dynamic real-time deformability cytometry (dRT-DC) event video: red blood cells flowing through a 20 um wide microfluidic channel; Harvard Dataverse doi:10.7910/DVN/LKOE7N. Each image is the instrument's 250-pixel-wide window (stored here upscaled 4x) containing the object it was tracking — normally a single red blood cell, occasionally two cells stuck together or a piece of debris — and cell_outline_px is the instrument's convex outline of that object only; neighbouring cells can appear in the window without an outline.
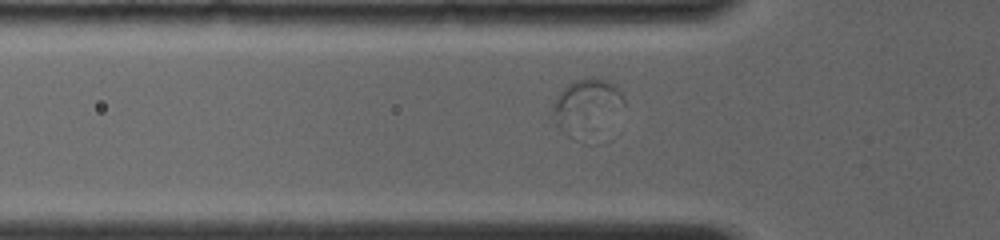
{"species": "common noctule bat (a hibernating species)", "species_latin": "Nyctalus noctula", "temperature_condition": "room temperature", "stored_images_in_passage": 38, "camera_frame_rate_fps": 4000, "um_per_image_px": 0.085, "animal": {"sex": "female", "body_mass_g": 19.0, "forearm_length_mm": 56.7}, "frame": {"image": 1, "passage_image": 6, "time_ms": 1.75, "image_size_px": [1000, 240], "cell_outline_px": [[624, 104], [560, 128], [556, 124], [552, 112], [552, 108], [560, 92], [568, 84], [576, 80], [592, 76], [608, 80], [620, 92], [624, 100]], "centroid_in_image_um": [49.74, 8.53], "position_along_channel_um": 76.1, "area_um2": 16.82}}
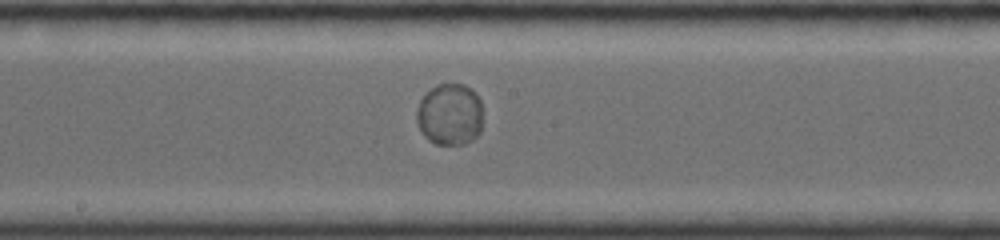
{"frame": {"image": 2, "passage_image": 17, "time_ms": 5.25, "image_size_px": [1000, 240], "cell_outline_px": [[480, 132], [472, 140], [464, 144], [436, 144], [428, 140], [424, 136], [416, 120], [416, 108], [420, 100], [436, 84], [444, 80], [464, 84], [472, 88], [476, 92], [480, 100]], "centroid_in_image_um": [38.21, 9.67], "position_along_channel_um": 210.0, "area_um2": 24.22}}
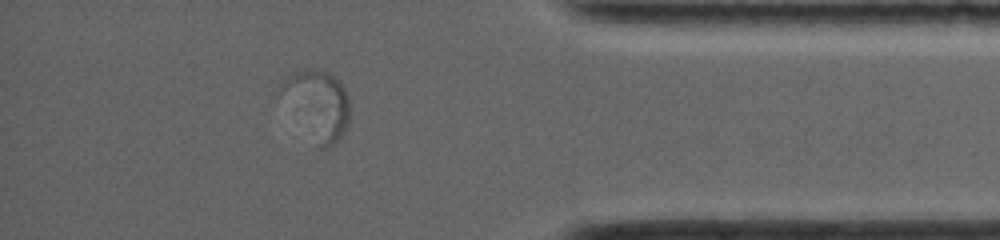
{"frame": {"image": 3, "passage_image": 33, "time_ms": 10.75, "image_size_px": [1000, 240], "cell_outline_px": [[348, 124], [344, 132], [328, 148], [320, 148], [280, 92], [280, 84], [292, 72], [304, 68], [324, 68], [332, 72], [340, 80], [348, 96]], "centroid_in_image_um": [27.03, 8.77], "position_along_channel_um": 408.2, "area_um2": 26.93}, "authors_computed_cell_mechanics": {"area_um2": 24.3916, "velocity_mm_per_s": 3.8392, "shape_relaxation_time_tau1_ms": 0.4998, "shape_relaxation_time_tau2_ms": null, "deformation_change_tau1": 0.0644, "deformation_change_tau2": null}}